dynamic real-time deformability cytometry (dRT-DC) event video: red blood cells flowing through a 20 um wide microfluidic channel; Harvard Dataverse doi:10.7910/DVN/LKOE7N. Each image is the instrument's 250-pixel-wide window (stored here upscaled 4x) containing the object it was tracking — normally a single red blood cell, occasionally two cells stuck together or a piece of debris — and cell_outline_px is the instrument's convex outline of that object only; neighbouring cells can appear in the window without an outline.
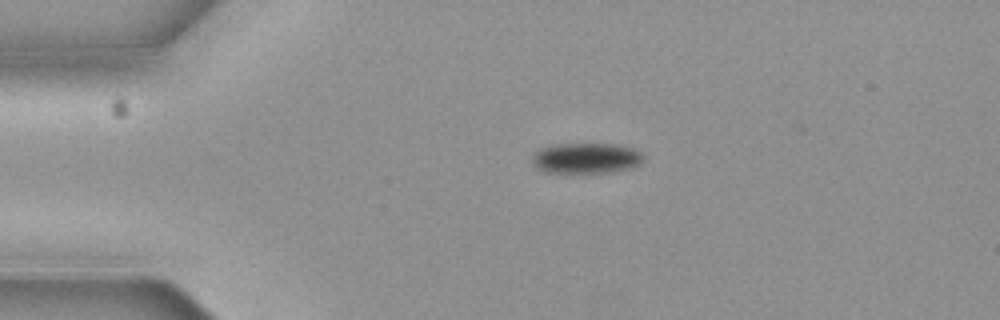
{"species": "common noctule bat (a hibernating species)", "species_latin": "Nyctalus noctula", "temperature_condition": "cold", "stored_images_in_passage": 5, "camera_frame_rate_fps": 3000, "um_per_image_px": 0.085, "animal": {"sex": "female", "body_mass_g": 19.3, "forearm_length_mm": 54.1}, "frame": {"image": 1, "passage_image": 1, "time_ms": 0.0, "image_size_px": [1000, 320], "cell_outline_px": [[644, 156], [640, 164], [628, 168], [612, 172], [544, 172], [536, 168], [532, 164], [532, 156], [540, 148], [556, 144], [616, 144], [636, 148]], "centroid_in_image_um": [49.82, 13.43], "position_along_channel_um": 35.2, "area_um2": 19.83}}
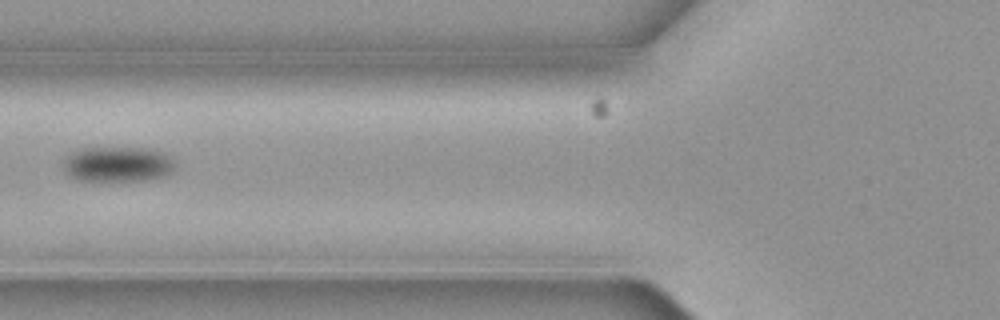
{"frame": {"image": 2, "passage_image": 3, "time_ms": 0.667, "image_size_px": [1000, 320], "cell_outline_px": [[176, 164], [172, 172], [164, 176], [152, 180], [108, 184], [80, 180], [72, 176], [64, 168], [64, 156], [72, 152], [84, 148], [144, 148], [164, 152], [172, 156]], "centroid_in_image_um": [10.06, 14.01], "position_along_channel_um": 115.7, "area_um2": 23.99}}
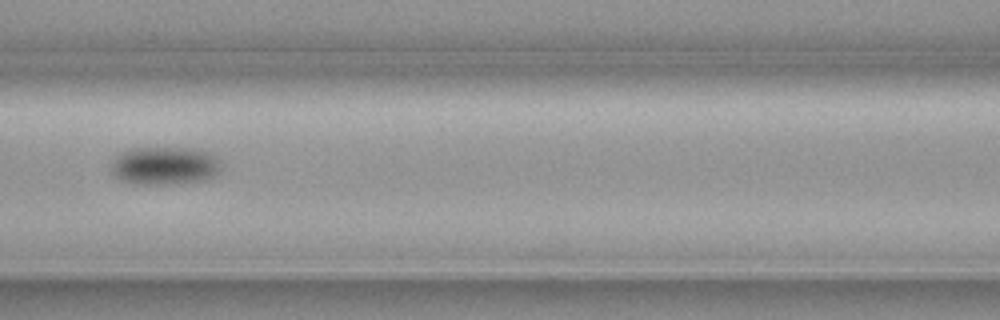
{"frame": {"image": 3, "passage_image": 4, "time_ms": 1.0, "image_size_px": [1000, 320], "cell_outline_px": [[220, 172], [216, 176], [204, 180], [168, 184], [136, 184], [124, 180], [116, 176], [112, 172], [112, 160], [120, 152], [136, 148], [200, 148], [212, 152], [220, 160]], "centroid_in_image_um": [14.07, 14.07], "position_along_channel_um": 152.5, "area_um2": 24.62}}